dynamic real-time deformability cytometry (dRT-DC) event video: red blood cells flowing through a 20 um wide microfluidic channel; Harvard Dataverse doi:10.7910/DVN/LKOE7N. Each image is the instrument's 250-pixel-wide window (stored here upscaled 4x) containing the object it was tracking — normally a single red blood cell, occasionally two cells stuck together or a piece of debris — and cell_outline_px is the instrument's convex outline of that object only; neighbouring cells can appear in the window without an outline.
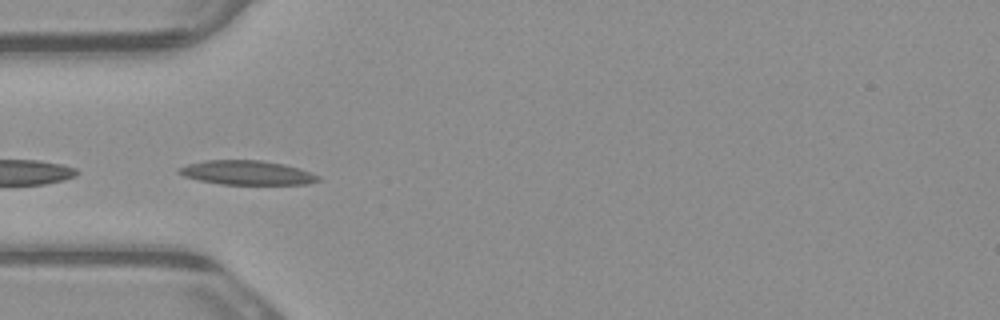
{"species": "common noctule bat (a hibernating species)", "species_latin": "Nyctalus noctula", "temperature_condition": "warm", "stored_images_in_passage": 5, "camera_frame_rate_fps": 3000, "um_per_image_px": 0.085, "animal": {"sex": "male", "body_mass_g": 23.1, "forearm_length_mm": 52.7}, "frame": {"image": 1, "passage_image": 5, "time_ms": 1.333, "image_size_px": [1000, 320], "cell_outline_px": [[320, 180], [308, 184], [220, 184], [200, 180], [184, 176], [176, 172], [176, 168], [188, 164], [204, 160], [260, 160], [284, 164], [300, 168], [320, 176]], "centroid_in_image_um": [20.98, 14.67], "position_along_channel_um": 64.0, "area_um2": 19.71}}